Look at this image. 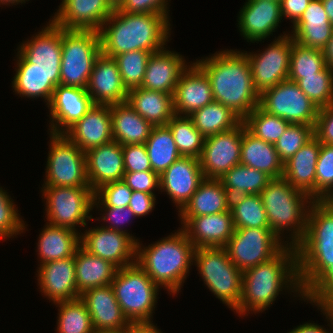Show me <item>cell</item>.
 Here are the masks:
<instances>
[{
    "mask_svg": "<svg viewBox=\"0 0 333 333\" xmlns=\"http://www.w3.org/2000/svg\"><path fill=\"white\" fill-rule=\"evenodd\" d=\"M283 289L290 290L297 295H293L294 297L299 296L304 300L295 246L286 245L271 260L243 272L239 306L234 312L241 317L247 316L251 311L255 315L262 313L274 304Z\"/></svg>",
    "mask_w": 333,
    "mask_h": 333,
    "instance_id": "1",
    "label": "cell"
},
{
    "mask_svg": "<svg viewBox=\"0 0 333 333\" xmlns=\"http://www.w3.org/2000/svg\"><path fill=\"white\" fill-rule=\"evenodd\" d=\"M208 76L213 100L244 120L260 102L246 51L222 50L195 62Z\"/></svg>",
    "mask_w": 333,
    "mask_h": 333,
    "instance_id": "2",
    "label": "cell"
},
{
    "mask_svg": "<svg viewBox=\"0 0 333 333\" xmlns=\"http://www.w3.org/2000/svg\"><path fill=\"white\" fill-rule=\"evenodd\" d=\"M170 26L165 15L125 13L115 7L98 31L101 53L114 58L134 50L158 52L169 42Z\"/></svg>",
    "mask_w": 333,
    "mask_h": 333,
    "instance_id": "3",
    "label": "cell"
},
{
    "mask_svg": "<svg viewBox=\"0 0 333 333\" xmlns=\"http://www.w3.org/2000/svg\"><path fill=\"white\" fill-rule=\"evenodd\" d=\"M141 245L139 241L136 244V263L170 295L179 293L193 265L195 251L184 231L180 228L153 244Z\"/></svg>",
    "mask_w": 333,
    "mask_h": 333,
    "instance_id": "4",
    "label": "cell"
},
{
    "mask_svg": "<svg viewBox=\"0 0 333 333\" xmlns=\"http://www.w3.org/2000/svg\"><path fill=\"white\" fill-rule=\"evenodd\" d=\"M299 282L304 292L333 265V203L314 200L307 218V231L296 246Z\"/></svg>",
    "mask_w": 333,
    "mask_h": 333,
    "instance_id": "5",
    "label": "cell"
},
{
    "mask_svg": "<svg viewBox=\"0 0 333 333\" xmlns=\"http://www.w3.org/2000/svg\"><path fill=\"white\" fill-rule=\"evenodd\" d=\"M260 196L271 231L285 245L296 247L307 231L308 212L314 199L294 188L283 176L272 178ZM284 230L291 232L286 237L290 242L281 238Z\"/></svg>",
    "mask_w": 333,
    "mask_h": 333,
    "instance_id": "6",
    "label": "cell"
},
{
    "mask_svg": "<svg viewBox=\"0 0 333 333\" xmlns=\"http://www.w3.org/2000/svg\"><path fill=\"white\" fill-rule=\"evenodd\" d=\"M111 286L130 323L153 322L160 287L136 262L117 269Z\"/></svg>",
    "mask_w": 333,
    "mask_h": 333,
    "instance_id": "7",
    "label": "cell"
},
{
    "mask_svg": "<svg viewBox=\"0 0 333 333\" xmlns=\"http://www.w3.org/2000/svg\"><path fill=\"white\" fill-rule=\"evenodd\" d=\"M193 263L206 287L234 312L239 306L243 272L230 260L225 247L195 248Z\"/></svg>",
    "mask_w": 333,
    "mask_h": 333,
    "instance_id": "8",
    "label": "cell"
},
{
    "mask_svg": "<svg viewBox=\"0 0 333 333\" xmlns=\"http://www.w3.org/2000/svg\"><path fill=\"white\" fill-rule=\"evenodd\" d=\"M100 53L98 31L62 28L60 84L86 89Z\"/></svg>",
    "mask_w": 333,
    "mask_h": 333,
    "instance_id": "9",
    "label": "cell"
},
{
    "mask_svg": "<svg viewBox=\"0 0 333 333\" xmlns=\"http://www.w3.org/2000/svg\"><path fill=\"white\" fill-rule=\"evenodd\" d=\"M41 189L46 199L47 224L77 231L76 227L86 228V220L93 219L89 213L94 209V191L90 187L42 186Z\"/></svg>",
    "mask_w": 333,
    "mask_h": 333,
    "instance_id": "10",
    "label": "cell"
},
{
    "mask_svg": "<svg viewBox=\"0 0 333 333\" xmlns=\"http://www.w3.org/2000/svg\"><path fill=\"white\" fill-rule=\"evenodd\" d=\"M50 143L46 176L42 186L90 187L86 174V156L64 134L49 133Z\"/></svg>",
    "mask_w": 333,
    "mask_h": 333,
    "instance_id": "11",
    "label": "cell"
},
{
    "mask_svg": "<svg viewBox=\"0 0 333 333\" xmlns=\"http://www.w3.org/2000/svg\"><path fill=\"white\" fill-rule=\"evenodd\" d=\"M285 246L270 228H238L225 249L234 265L244 272L271 260Z\"/></svg>",
    "mask_w": 333,
    "mask_h": 333,
    "instance_id": "12",
    "label": "cell"
},
{
    "mask_svg": "<svg viewBox=\"0 0 333 333\" xmlns=\"http://www.w3.org/2000/svg\"><path fill=\"white\" fill-rule=\"evenodd\" d=\"M259 106L290 124L315 126L319 108L303 93L296 82L285 80L260 94Z\"/></svg>",
    "mask_w": 333,
    "mask_h": 333,
    "instance_id": "13",
    "label": "cell"
},
{
    "mask_svg": "<svg viewBox=\"0 0 333 333\" xmlns=\"http://www.w3.org/2000/svg\"><path fill=\"white\" fill-rule=\"evenodd\" d=\"M292 43V36L284 32L262 52L247 53L246 51L253 84L259 94L267 88L288 80Z\"/></svg>",
    "mask_w": 333,
    "mask_h": 333,
    "instance_id": "14",
    "label": "cell"
},
{
    "mask_svg": "<svg viewBox=\"0 0 333 333\" xmlns=\"http://www.w3.org/2000/svg\"><path fill=\"white\" fill-rule=\"evenodd\" d=\"M243 121L235 128L205 137L199 158L205 179H220L240 164Z\"/></svg>",
    "mask_w": 333,
    "mask_h": 333,
    "instance_id": "15",
    "label": "cell"
},
{
    "mask_svg": "<svg viewBox=\"0 0 333 333\" xmlns=\"http://www.w3.org/2000/svg\"><path fill=\"white\" fill-rule=\"evenodd\" d=\"M95 227L80 233V246L84 250L110 261L118 269L136 262V244L139 239L132 234L102 226Z\"/></svg>",
    "mask_w": 333,
    "mask_h": 333,
    "instance_id": "16",
    "label": "cell"
},
{
    "mask_svg": "<svg viewBox=\"0 0 333 333\" xmlns=\"http://www.w3.org/2000/svg\"><path fill=\"white\" fill-rule=\"evenodd\" d=\"M115 7L110 0H62L50 19L67 30L99 31Z\"/></svg>",
    "mask_w": 333,
    "mask_h": 333,
    "instance_id": "17",
    "label": "cell"
},
{
    "mask_svg": "<svg viewBox=\"0 0 333 333\" xmlns=\"http://www.w3.org/2000/svg\"><path fill=\"white\" fill-rule=\"evenodd\" d=\"M87 89L59 84L47 106L50 111V133L64 134L93 106Z\"/></svg>",
    "mask_w": 333,
    "mask_h": 333,
    "instance_id": "18",
    "label": "cell"
},
{
    "mask_svg": "<svg viewBox=\"0 0 333 333\" xmlns=\"http://www.w3.org/2000/svg\"><path fill=\"white\" fill-rule=\"evenodd\" d=\"M18 54L43 72H60L62 57V28L51 19L31 40L19 44Z\"/></svg>",
    "mask_w": 333,
    "mask_h": 333,
    "instance_id": "19",
    "label": "cell"
},
{
    "mask_svg": "<svg viewBox=\"0 0 333 333\" xmlns=\"http://www.w3.org/2000/svg\"><path fill=\"white\" fill-rule=\"evenodd\" d=\"M181 229L195 248L225 247L234 232L231 211L203 216H179Z\"/></svg>",
    "mask_w": 333,
    "mask_h": 333,
    "instance_id": "20",
    "label": "cell"
},
{
    "mask_svg": "<svg viewBox=\"0 0 333 333\" xmlns=\"http://www.w3.org/2000/svg\"><path fill=\"white\" fill-rule=\"evenodd\" d=\"M280 1L247 0L238 14V29L247 42L267 39L282 20Z\"/></svg>",
    "mask_w": 333,
    "mask_h": 333,
    "instance_id": "21",
    "label": "cell"
},
{
    "mask_svg": "<svg viewBox=\"0 0 333 333\" xmlns=\"http://www.w3.org/2000/svg\"><path fill=\"white\" fill-rule=\"evenodd\" d=\"M159 179L161 192H166L180 211L205 178L199 159L182 156L168 167Z\"/></svg>",
    "mask_w": 333,
    "mask_h": 333,
    "instance_id": "22",
    "label": "cell"
},
{
    "mask_svg": "<svg viewBox=\"0 0 333 333\" xmlns=\"http://www.w3.org/2000/svg\"><path fill=\"white\" fill-rule=\"evenodd\" d=\"M40 292L54 304L80 298L76 287L75 255L38 265Z\"/></svg>",
    "mask_w": 333,
    "mask_h": 333,
    "instance_id": "23",
    "label": "cell"
},
{
    "mask_svg": "<svg viewBox=\"0 0 333 333\" xmlns=\"http://www.w3.org/2000/svg\"><path fill=\"white\" fill-rule=\"evenodd\" d=\"M213 101L211 83L206 73L193 62L180 74L173 94L175 115L189 116Z\"/></svg>",
    "mask_w": 333,
    "mask_h": 333,
    "instance_id": "24",
    "label": "cell"
},
{
    "mask_svg": "<svg viewBox=\"0 0 333 333\" xmlns=\"http://www.w3.org/2000/svg\"><path fill=\"white\" fill-rule=\"evenodd\" d=\"M93 104L127 102L128 90L122 83L116 60L102 53L97 57L87 86Z\"/></svg>",
    "mask_w": 333,
    "mask_h": 333,
    "instance_id": "25",
    "label": "cell"
},
{
    "mask_svg": "<svg viewBox=\"0 0 333 333\" xmlns=\"http://www.w3.org/2000/svg\"><path fill=\"white\" fill-rule=\"evenodd\" d=\"M80 299L90 313L96 333L128 329L130 322L124 316L111 284L88 289Z\"/></svg>",
    "mask_w": 333,
    "mask_h": 333,
    "instance_id": "26",
    "label": "cell"
},
{
    "mask_svg": "<svg viewBox=\"0 0 333 333\" xmlns=\"http://www.w3.org/2000/svg\"><path fill=\"white\" fill-rule=\"evenodd\" d=\"M64 135L83 152L112 142L110 105L94 104Z\"/></svg>",
    "mask_w": 333,
    "mask_h": 333,
    "instance_id": "27",
    "label": "cell"
},
{
    "mask_svg": "<svg viewBox=\"0 0 333 333\" xmlns=\"http://www.w3.org/2000/svg\"><path fill=\"white\" fill-rule=\"evenodd\" d=\"M85 156L87 179L94 192L104 184L123 179V152L116 141L91 148L85 152Z\"/></svg>",
    "mask_w": 333,
    "mask_h": 333,
    "instance_id": "28",
    "label": "cell"
},
{
    "mask_svg": "<svg viewBox=\"0 0 333 333\" xmlns=\"http://www.w3.org/2000/svg\"><path fill=\"white\" fill-rule=\"evenodd\" d=\"M184 56L163 48L152 53L140 87L167 94H174L180 74L188 67Z\"/></svg>",
    "mask_w": 333,
    "mask_h": 333,
    "instance_id": "29",
    "label": "cell"
},
{
    "mask_svg": "<svg viewBox=\"0 0 333 333\" xmlns=\"http://www.w3.org/2000/svg\"><path fill=\"white\" fill-rule=\"evenodd\" d=\"M293 41L299 45L322 50L333 33V25L322 0H311L299 21L292 27Z\"/></svg>",
    "mask_w": 333,
    "mask_h": 333,
    "instance_id": "30",
    "label": "cell"
},
{
    "mask_svg": "<svg viewBox=\"0 0 333 333\" xmlns=\"http://www.w3.org/2000/svg\"><path fill=\"white\" fill-rule=\"evenodd\" d=\"M16 57L13 92L29 99L41 97L49 105L54 89L60 84V72H43L34 64L27 63L18 53Z\"/></svg>",
    "mask_w": 333,
    "mask_h": 333,
    "instance_id": "31",
    "label": "cell"
},
{
    "mask_svg": "<svg viewBox=\"0 0 333 333\" xmlns=\"http://www.w3.org/2000/svg\"><path fill=\"white\" fill-rule=\"evenodd\" d=\"M321 143L314 136L284 163L283 177L315 200L316 164Z\"/></svg>",
    "mask_w": 333,
    "mask_h": 333,
    "instance_id": "32",
    "label": "cell"
},
{
    "mask_svg": "<svg viewBox=\"0 0 333 333\" xmlns=\"http://www.w3.org/2000/svg\"><path fill=\"white\" fill-rule=\"evenodd\" d=\"M240 164L262 171L271 178L282 177L284 172V163L274 144L255 137L246 129L244 122Z\"/></svg>",
    "mask_w": 333,
    "mask_h": 333,
    "instance_id": "33",
    "label": "cell"
},
{
    "mask_svg": "<svg viewBox=\"0 0 333 333\" xmlns=\"http://www.w3.org/2000/svg\"><path fill=\"white\" fill-rule=\"evenodd\" d=\"M112 137L120 145L144 144L153 125L141 117L127 102L110 105Z\"/></svg>",
    "mask_w": 333,
    "mask_h": 333,
    "instance_id": "34",
    "label": "cell"
},
{
    "mask_svg": "<svg viewBox=\"0 0 333 333\" xmlns=\"http://www.w3.org/2000/svg\"><path fill=\"white\" fill-rule=\"evenodd\" d=\"M127 103L153 126L166 125L175 115L172 94L136 87L128 90Z\"/></svg>",
    "mask_w": 333,
    "mask_h": 333,
    "instance_id": "35",
    "label": "cell"
},
{
    "mask_svg": "<svg viewBox=\"0 0 333 333\" xmlns=\"http://www.w3.org/2000/svg\"><path fill=\"white\" fill-rule=\"evenodd\" d=\"M231 197L219 179H204L178 216H203L230 210Z\"/></svg>",
    "mask_w": 333,
    "mask_h": 333,
    "instance_id": "36",
    "label": "cell"
},
{
    "mask_svg": "<svg viewBox=\"0 0 333 333\" xmlns=\"http://www.w3.org/2000/svg\"><path fill=\"white\" fill-rule=\"evenodd\" d=\"M68 227L47 224L39 234L37 243L40 264L75 255L80 246V233Z\"/></svg>",
    "mask_w": 333,
    "mask_h": 333,
    "instance_id": "37",
    "label": "cell"
},
{
    "mask_svg": "<svg viewBox=\"0 0 333 333\" xmlns=\"http://www.w3.org/2000/svg\"><path fill=\"white\" fill-rule=\"evenodd\" d=\"M117 267L79 246L75 252L76 287L81 295L88 289L110 285Z\"/></svg>",
    "mask_w": 333,
    "mask_h": 333,
    "instance_id": "38",
    "label": "cell"
},
{
    "mask_svg": "<svg viewBox=\"0 0 333 333\" xmlns=\"http://www.w3.org/2000/svg\"><path fill=\"white\" fill-rule=\"evenodd\" d=\"M189 117L204 137L231 130L243 121L230 108L214 100Z\"/></svg>",
    "mask_w": 333,
    "mask_h": 333,
    "instance_id": "39",
    "label": "cell"
},
{
    "mask_svg": "<svg viewBox=\"0 0 333 333\" xmlns=\"http://www.w3.org/2000/svg\"><path fill=\"white\" fill-rule=\"evenodd\" d=\"M152 171L159 176L181 156L167 125L153 126L144 143Z\"/></svg>",
    "mask_w": 333,
    "mask_h": 333,
    "instance_id": "40",
    "label": "cell"
},
{
    "mask_svg": "<svg viewBox=\"0 0 333 333\" xmlns=\"http://www.w3.org/2000/svg\"><path fill=\"white\" fill-rule=\"evenodd\" d=\"M272 178L266 173L243 164L233 166L219 180L230 195L260 194Z\"/></svg>",
    "mask_w": 333,
    "mask_h": 333,
    "instance_id": "41",
    "label": "cell"
},
{
    "mask_svg": "<svg viewBox=\"0 0 333 333\" xmlns=\"http://www.w3.org/2000/svg\"><path fill=\"white\" fill-rule=\"evenodd\" d=\"M230 211L234 229L270 228L260 194L231 197Z\"/></svg>",
    "mask_w": 333,
    "mask_h": 333,
    "instance_id": "42",
    "label": "cell"
},
{
    "mask_svg": "<svg viewBox=\"0 0 333 333\" xmlns=\"http://www.w3.org/2000/svg\"><path fill=\"white\" fill-rule=\"evenodd\" d=\"M57 333H96L84 302L78 298L57 302Z\"/></svg>",
    "mask_w": 333,
    "mask_h": 333,
    "instance_id": "43",
    "label": "cell"
},
{
    "mask_svg": "<svg viewBox=\"0 0 333 333\" xmlns=\"http://www.w3.org/2000/svg\"><path fill=\"white\" fill-rule=\"evenodd\" d=\"M166 125L181 156L199 159L205 137L195 128L192 119L189 116L174 115Z\"/></svg>",
    "mask_w": 333,
    "mask_h": 333,
    "instance_id": "44",
    "label": "cell"
},
{
    "mask_svg": "<svg viewBox=\"0 0 333 333\" xmlns=\"http://www.w3.org/2000/svg\"><path fill=\"white\" fill-rule=\"evenodd\" d=\"M243 122L255 137L274 145L290 125L286 120L267 113L260 106H257Z\"/></svg>",
    "mask_w": 333,
    "mask_h": 333,
    "instance_id": "45",
    "label": "cell"
},
{
    "mask_svg": "<svg viewBox=\"0 0 333 333\" xmlns=\"http://www.w3.org/2000/svg\"><path fill=\"white\" fill-rule=\"evenodd\" d=\"M325 66L322 50L304 47L293 41L288 80L297 82L304 76L317 75Z\"/></svg>",
    "mask_w": 333,
    "mask_h": 333,
    "instance_id": "46",
    "label": "cell"
},
{
    "mask_svg": "<svg viewBox=\"0 0 333 333\" xmlns=\"http://www.w3.org/2000/svg\"><path fill=\"white\" fill-rule=\"evenodd\" d=\"M296 83L318 108L333 103V69L329 66L326 65L317 75L304 76Z\"/></svg>",
    "mask_w": 333,
    "mask_h": 333,
    "instance_id": "47",
    "label": "cell"
},
{
    "mask_svg": "<svg viewBox=\"0 0 333 333\" xmlns=\"http://www.w3.org/2000/svg\"><path fill=\"white\" fill-rule=\"evenodd\" d=\"M151 54L148 51L134 50L114 57L127 90L141 86Z\"/></svg>",
    "mask_w": 333,
    "mask_h": 333,
    "instance_id": "48",
    "label": "cell"
},
{
    "mask_svg": "<svg viewBox=\"0 0 333 333\" xmlns=\"http://www.w3.org/2000/svg\"><path fill=\"white\" fill-rule=\"evenodd\" d=\"M314 136V126L290 124L274 145L280 160L283 163L288 161Z\"/></svg>",
    "mask_w": 333,
    "mask_h": 333,
    "instance_id": "49",
    "label": "cell"
},
{
    "mask_svg": "<svg viewBox=\"0 0 333 333\" xmlns=\"http://www.w3.org/2000/svg\"><path fill=\"white\" fill-rule=\"evenodd\" d=\"M333 194V145L321 143L316 164L315 200H327Z\"/></svg>",
    "mask_w": 333,
    "mask_h": 333,
    "instance_id": "50",
    "label": "cell"
},
{
    "mask_svg": "<svg viewBox=\"0 0 333 333\" xmlns=\"http://www.w3.org/2000/svg\"><path fill=\"white\" fill-rule=\"evenodd\" d=\"M14 200L0 187V239L7 240L25 231L24 220L18 213Z\"/></svg>",
    "mask_w": 333,
    "mask_h": 333,
    "instance_id": "51",
    "label": "cell"
},
{
    "mask_svg": "<svg viewBox=\"0 0 333 333\" xmlns=\"http://www.w3.org/2000/svg\"><path fill=\"white\" fill-rule=\"evenodd\" d=\"M132 190L120 180L102 185L94 192L93 208L128 207Z\"/></svg>",
    "mask_w": 333,
    "mask_h": 333,
    "instance_id": "52",
    "label": "cell"
},
{
    "mask_svg": "<svg viewBox=\"0 0 333 333\" xmlns=\"http://www.w3.org/2000/svg\"><path fill=\"white\" fill-rule=\"evenodd\" d=\"M333 309V265L329 266L305 291L304 302ZM314 303V304H313Z\"/></svg>",
    "mask_w": 333,
    "mask_h": 333,
    "instance_id": "53",
    "label": "cell"
},
{
    "mask_svg": "<svg viewBox=\"0 0 333 333\" xmlns=\"http://www.w3.org/2000/svg\"><path fill=\"white\" fill-rule=\"evenodd\" d=\"M125 173L152 171L145 144L121 145Z\"/></svg>",
    "mask_w": 333,
    "mask_h": 333,
    "instance_id": "54",
    "label": "cell"
},
{
    "mask_svg": "<svg viewBox=\"0 0 333 333\" xmlns=\"http://www.w3.org/2000/svg\"><path fill=\"white\" fill-rule=\"evenodd\" d=\"M168 4V0H121L116 8L125 13L161 14L170 20Z\"/></svg>",
    "mask_w": 333,
    "mask_h": 333,
    "instance_id": "55",
    "label": "cell"
},
{
    "mask_svg": "<svg viewBox=\"0 0 333 333\" xmlns=\"http://www.w3.org/2000/svg\"><path fill=\"white\" fill-rule=\"evenodd\" d=\"M122 181H124L132 191L155 194L154 189H160L159 175L153 171L125 173Z\"/></svg>",
    "mask_w": 333,
    "mask_h": 333,
    "instance_id": "56",
    "label": "cell"
},
{
    "mask_svg": "<svg viewBox=\"0 0 333 333\" xmlns=\"http://www.w3.org/2000/svg\"><path fill=\"white\" fill-rule=\"evenodd\" d=\"M103 212L102 216L100 218L104 222H109L108 224L110 225H105L103 224L102 227H105L107 229H112L115 231H121L124 233H127L130 235V232L128 233V230L122 228L126 222L128 223L131 218L135 219V214L129 207H99ZM105 215V216H104ZM133 216V217H132ZM102 217V218H101ZM122 225V226H121Z\"/></svg>",
    "mask_w": 333,
    "mask_h": 333,
    "instance_id": "57",
    "label": "cell"
},
{
    "mask_svg": "<svg viewBox=\"0 0 333 333\" xmlns=\"http://www.w3.org/2000/svg\"><path fill=\"white\" fill-rule=\"evenodd\" d=\"M314 135L320 143L333 145V103L319 108Z\"/></svg>",
    "mask_w": 333,
    "mask_h": 333,
    "instance_id": "58",
    "label": "cell"
},
{
    "mask_svg": "<svg viewBox=\"0 0 333 333\" xmlns=\"http://www.w3.org/2000/svg\"><path fill=\"white\" fill-rule=\"evenodd\" d=\"M156 204V195L142 191H132L128 207L133 211L135 217H143L151 213Z\"/></svg>",
    "mask_w": 333,
    "mask_h": 333,
    "instance_id": "59",
    "label": "cell"
},
{
    "mask_svg": "<svg viewBox=\"0 0 333 333\" xmlns=\"http://www.w3.org/2000/svg\"><path fill=\"white\" fill-rule=\"evenodd\" d=\"M311 0H281V15L291 20L293 26L299 21Z\"/></svg>",
    "mask_w": 333,
    "mask_h": 333,
    "instance_id": "60",
    "label": "cell"
},
{
    "mask_svg": "<svg viewBox=\"0 0 333 333\" xmlns=\"http://www.w3.org/2000/svg\"><path fill=\"white\" fill-rule=\"evenodd\" d=\"M324 316H326L327 322H329V326L331 327V331L333 333V309L329 308H319L317 307ZM326 328H324L322 325L320 326L317 323L312 322H306L304 324H300L296 328L290 330V332L287 333H331Z\"/></svg>",
    "mask_w": 333,
    "mask_h": 333,
    "instance_id": "61",
    "label": "cell"
},
{
    "mask_svg": "<svg viewBox=\"0 0 333 333\" xmlns=\"http://www.w3.org/2000/svg\"><path fill=\"white\" fill-rule=\"evenodd\" d=\"M129 333H162L152 322H134L128 327Z\"/></svg>",
    "mask_w": 333,
    "mask_h": 333,
    "instance_id": "62",
    "label": "cell"
},
{
    "mask_svg": "<svg viewBox=\"0 0 333 333\" xmlns=\"http://www.w3.org/2000/svg\"><path fill=\"white\" fill-rule=\"evenodd\" d=\"M322 51L326 65L333 69V33Z\"/></svg>",
    "mask_w": 333,
    "mask_h": 333,
    "instance_id": "63",
    "label": "cell"
},
{
    "mask_svg": "<svg viewBox=\"0 0 333 333\" xmlns=\"http://www.w3.org/2000/svg\"><path fill=\"white\" fill-rule=\"evenodd\" d=\"M322 4L329 17L331 24L333 25V0H322Z\"/></svg>",
    "mask_w": 333,
    "mask_h": 333,
    "instance_id": "64",
    "label": "cell"
},
{
    "mask_svg": "<svg viewBox=\"0 0 333 333\" xmlns=\"http://www.w3.org/2000/svg\"><path fill=\"white\" fill-rule=\"evenodd\" d=\"M26 1H27V0H0V5H3V4H4V5H6V6H7V5L9 6V5L11 4V5L13 6V5H18V4H20V3H21V4H22V3L24 4V3H26Z\"/></svg>",
    "mask_w": 333,
    "mask_h": 333,
    "instance_id": "65",
    "label": "cell"
},
{
    "mask_svg": "<svg viewBox=\"0 0 333 333\" xmlns=\"http://www.w3.org/2000/svg\"><path fill=\"white\" fill-rule=\"evenodd\" d=\"M98 333H129L128 329H123V330H119V331H102V332H98Z\"/></svg>",
    "mask_w": 333,
    "mask_h": 333,
    "instance_id": "66",
    "label": "cell"
},
{
    "mask_svg": "<svg viewBox=\"0 0 333 333\" xmlns=\"http://www.w3.org/2000/svg\"><path fill=\"white\" fill-rule=\"evenodd\" d=\"M115 6H117L121 0H110Z\"/></svg>",
    "mask_w": 333,
    "mask_h": 333,
    "instance_id": "67",
    "label": "cell"
},
{
    "mask_svg": "<svg viewBox=\"0 0 333 333\" xmlns=\"http://www.w3.org/2000/svg\"><path fill=\"white\" fill-rule=\"evenodd\" d=\"M329 202L333 203V194L327 199Z\"/></svg>",
    "mask_w": 333,
    "mask_h": 333,
    "instance_id": "68",
    "label": "cell"
}]
</instances>
